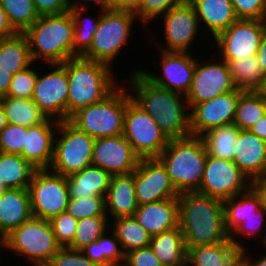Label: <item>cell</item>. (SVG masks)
I'll return each instance as SVG.
<instances>
[{"mask_svg": "<svg viewBox=\"0 0 266 266\" xmlns=\"http://www.w3.org/2000/svg\"><path fill=\"white\" fill-rule=\"evenodd\" d=\"M136 68L130 72L126 87L132 100L139 105L169 139L184 138L190 132V108L186 97L159 87Z\"/></svg>", "mask_w": 266, "mask_h": 266, "instance_id": "cell-1", "label": "cell"}, {"mask_svg": "<svg viewBox=\"0 0 266 266\" xmlns=\"http://www.w3.org/2000/svg\"><path fill=\"white\" fill-rule=\"evenodd\" d=\"M179 227L186 248L231 242L225 228L223 201L199 192L178 196Z\"/></svg>", "mask_w": 266, "mask_h": 266, "instance_id": "cell-2", "label": "cell"}, {"mask_svg": "<svg viewBox=\"0 0 266 266\" xmlns=\"http://www.w3.org/2000/svg\"><path fill=\"white\" fill-rule=\"evenodd\" d=\"M61 65L68 75L67 120L80 109L103 100L119 85L113 67L105 63L78 56Z\"/></svg>", "mask_w": 266, "mask_h": 266, "instance_id": "cell-3", "label": "cell"}, {"mask_svg": "<svg viewBox=\"0 0 266 266\" xmlns=\"http://www.w3.org/2000/svg\"><path fill=\"white\" fill-rule=\"evenodd\" d=\"M23 34L34 63L62 64L73 58L74 20L70 12L41 15Z\"/></svg>", "mask_w": 266, "mask_h": 266, "instance_id": "cell-4", "label": "cell"}, {"mask_svg": "<svg viewBox=\"0 0 266 266\" xmlns=\"http://www.w3.org/2000/svg\"><path fill=\"white\" fill-rule=\"evenodd\" d=\"M207 150L202 137L187 136L170 139L157 157L165 166L177 192H196L203 178Z\"/></svg>", "mask_w": 266, "mask_h": 266, "instance_id": "cell-5", "label": "cell"}, {"mask_svg": "<svg viewBox=\"0 0 266 266\" xmlns=\"http://www.w3.org/2000/svg\"><path fill=\"white\" fill-rule=\"evenodd\" d=\"M123 84L121 81L100 102L80 109L69 121L94 139L123 134L127 106V87L126 84Z\"/></svg>", "mask_w": 266, "mask_h": 266, "instance_id": "cell-6", "label": "cell"}, {"mask_svg": "<svg viewBox=\"0 0 266 266\" xmlns=\"http://www.w3.org/2000/svg\"><path fill=\"white\" fill-rule=\"evenodd\" d=\"M136 19L137 16L130 11H102L92 44L81 57L114 67L116 57L123 52L125 45L129 46L132 28L136 26L134 22H138Z\"/></svg>", "mask_w": 266, "mask_h": 266, "instance_id": "cell-7", "label": "cell"}, {"mask_svg": "<svg viewBox=\"0 0 266 266\" xmlns=\"http://www.w3.org/2000/svg\"><path fill=\"white\" fill-rule=\"evenodd\" d=\"M60 248L46 219L32 217L5 237V250L32 266H46Z\"/></svg>", "mask_w": 266, "mask_h": 266, "instance_id": "cell-8", "label": "cell"}, {"mask_svg": "<svg viewBox=\"0 0 266 266\" xmlns=\"http://www.w3.org/2000/svg\"><path fill=\"white\" fill-rule=\"evenodd\" d=\"M94 143L93 137L80 131L69 120L59 121L54 139L53 161L49 169L68 177L91 166Z\"/></svg>", "mask_w": 266, "mask_h": 266, "instance_id": "cell-9", "label": "cell"}, {"mask_svg": "<svg viewBox=\"0 0 266 266\" xmlns=\"http://www.w3.org/2000/svg\"><path fill=\"white\" fill-rule=\"evenodd\" d=\"M123 136L140 159L157 158L170 141L154 119L132 100L128 88Z\"/></svg>", "mask_w": 266, "mask_h": 266, "instance_id": "cell-10", "label": "cell"}, {"mask_svg": "<svg viewBox=\"0 0 266 266\" xmlns=\"http://www.w3.org/2000/svg\"><path fill=\"white\" fill-rule=\"evenodd\" d=\"M33 217L50 220L65 212L69 201L66 177L37 169L28 186Z\"/></svg>", "mask_w": 266, "mask_h": 266, "instance_id": "cell-11", "label": "cell"}, {"mask_svg": "<svg viewBox=\"0 0 266 266\" xmlns=\"http://www.w3.org/2000/svg\"><path fill=\"white\" fill-rule=\"evenodd\" d=\"M160 18L161 22L163 20V27H160L164 31L162 34L164 33L163 39L165 44L163 43L160 46V40L155 45L158 47L157 50L192 53L193 45L199 41L197 37H200V34L203 33L200 32L202 29L193 5L186 0L179 6L173 7L158 19Z\"/></svg>", "mask_w": 266, "mask_h": 266, "instance_id": "cell-12", "label": "cell"}, {"mask_svg": "<svg viewBox=\"0 0 266 266\" xmlns=\"http://www.w3.org/2000/svg\"><path fill=\"white\" fill-rule=\"evenodd\" d=\"M200 59L197 58L193 81L185 96L190 109L195 104L237 89L227 62L217 55L211 56L208 61Z\"/></svg>", "mask_w": 266, "mask_h": 266, "instance_id": "cell-13", "label": "cell"}, {"mask_svg": "<svg viewBox=\"0 0 266 266\" xmlns=\"http://www.w3.org/2000/svg\"><path fill=\"white\" fill-rule=\"evenodd\" d=\"M252 181L233 160L207 156L199 193L222 201L248 191Z\"/></svg>", "mask_w": 266, "mask_h": 266, "instance_id": "cell-14", "label": "cell"}, {"mask_svg": "<svg viewBox=\"0 0 266 266\" xmlns=\"http://www.w3.org/2000/svg\"><path fill=\"white\" fill-rule=\"evenodd\" d=\"M266 27L263 20L238 19L212 41L216 44L212 56L222 60H237L256 55ZM217 53V54H216Z\"/></svg>", "mask_w": 266, "mask_h": 266, "instance_id": "cell-15", "label": "cell"}, {"mask_svg": "<svg viewBox=\"0 0 266 266\" xmlns=\"http://www.w3.org/2000/svg\"><path fill=\"white\" fill-rule=\"evenodd\" d=\"M158 51L161 55V60L158 61L160 66L155 67L154 65V68L160 74L146 70L142 66L139 71L155 85L186 96L196 68L197 58L193 54L194 52Z\"/></svg>", "mask_w": 266, "mask_h": 266, "instance_id": "cell-16", "label": "cell"}, {"mask_svg": "<svg viewBox=\"0 0 266 266\" xmlns=\"http://www.w3.org/2000/svg\"><path fill=\"white\" fill-rule=\"evenodd\" d=\"M48 70H39L32 99L48 118L67 120V70L61 64H48Z\"/></svg>", "mask_w": 266, "mask_h": 266, "instance_id": "cell-17", "label": "cell"}, {"mask_svg": "<svg viewBox=\"0 0 266 266\" xmlns=\"http://www.w3.org/2000/svg\"><path fill=\"white\" fill-rule=\"evenodd\" d=\"M133 177L139 206L179 196L165 166L158 158L140 159Z\"/></svg>", "mask_w": 266, "mask_h": 266, "instance_id": "cell-18", "label": "cell"}, {"mask_svg": "<svg viewBox=\"0 0 266 266\" xmlns=\"http://www.w3.org/2000/svg\"><path fill=\"white\" fill-rule=\"evenodd\" d=\"M243 92L235 89L209 101L195 104L190 109L191 135L202 137L213 128L233 123L237 103Z\"/></svg>", "mask_w": 266, "mask_h": 266, "instance_id": "cell-19", "label": "cell"}, {"mask_svg": "<svg viewBox=\"0 0 266 266\" xmlns=\"http://www.w3.org/2000/svg\"><path fill=\"white\" fill-rule=\"evenodd\" d=\"M140 157L134 152L123 134L95 139L92 165L100 167L111 175L132 173Z\"/></svg>", "mask_w": 266, "mask_h": 266, "instance_id": "cell-20", "label": "cell"}, {"mask_svg": "<svg viewBox=\"0 0 266 266\" xmlns=\"http://www.w3.org/2000/svg\"><path fill=\"white\" fill-rule=\"evenodd\" d=\"M59 121L48 118L43 123L27 128L21 157L36 169H49L54 156V139Z\"/></svg>", "mask_w": 266, "mask_h": 266, "instance_id": "cell-21", "label": "cell"}, {"mask_svg": "<svg viewBox=\"0 0 266 266\" xmlns=\"http://www.w3.org/2000/svg\"><path fill=\"white\" fill-rule=\"evenodd\" d=\"M233 162L251 180L266 178V141L250 130H240Z\"/></svg>", "mask_w": 266, "mask_h": 266, "instance_id": "cell-22", "label": "cell"}, {"mask_svg": "<svg viewBox=\"0 0 266 266\" xmlns=\"http://www.w3.org/2000/svg\"><path fill=\"white\" fill-rule=\"evenodd\" d=\"M134 217L151 237L158 235L179 227V200L163 199L138 206Z\"/></svg>", "mask_w": 266, "mask_h": 266, "instance_id": "cell-23", "label": "cell"}, {"mask_svg": "<svg viewBox=\"0 0 266 266\" xmlns=\"http://www.w3.org/2000/svg\"><path fill=\"white\" fill-rule=\"evenodd\" d=\"M138 206L133 172L112 175L105 196V210L109 221L118 217L134 216Z\"/></svg>", "mask_w": 266, "mask_h": 266, "instance_id": "cell-24", "label": "cell"}, {"mask_svg": "<svg viewBox=\"0 0 266 266\" xmlns=\"http://www.w3.org/2000/svg\"><path fill=\"white\" fill-rule=\"evenodd\" d=\"M188 1L195 8L201 29L205 28L202 32H207V38L212 37L210 40H213L219 33L225 31L238 20L231 0Z\"/></svg>", "mask_w": 266, "mask_h": 266, "instance_id": "cell-25", "label": "cell"}, {"mask_svg": "<svg viewBox=\"0 0 266 266\" xmlns=\"http://www.w3.org/2000/svg\"><path fill=\"white\" fill-rule=\"evenodd\" d=\"M32 217L28 189H7L0 195V234L4 238Z\"/></svg>", "mask_w": 266, "mask_h": 266, "instance_id": "cell-26", "label": "cell"}, {"mask_svg": "<svg viewBox=\"0 0 266 266\" xmlns=\"http://www.w3.org/2000/svg\"><path fill=\"white\" fill-rule=\"evenodd\" d=\"M112 175L100 167L88 166L66 177L70 198L106 196Z\"/></svg>", "mask_w": 266, "mask_h": 266, "instance_id": "cell-27", "label": "cell"}, {"mask_svg": "<svg viewBox=\"0 0 266 266\" xmlns=\"http://www.w3.org/2000/svg\"><path fill=\"white\" fill-rule=\"evenodd\" d=\"M241 259L242 250L232 242L187 249V266H235Z\"/></svg>", "mask_w": 266, "mask_h": 266, "instance_id": "cell-28", "label": "cell"}, {"mask_svg": "<svg viewBox=\"0 0 266 266\" xmlns=\"http://www.w3.org/2000/svg\"><path fill=\"white\" fill-rule=\"evenodd\" d=\"M150 247L163 266L187 265V248L180 227L152 236Z\"/></svg>", "mask_w": 266, "mask_h": 266, "instance_id": "cell-29", "label": "cell"}, {"mask_svg": "<svg viewBox=\"0 0 266 266\" xmlns=\"http://www.w3.org/2000/svg\"><path fill=\"white\" fill-rule=\"evenodd\" d=\"M262 208L259 194L251 187L248 191L223 201L225 228L229 235Z\"/></svg>", "mask_w": 266, "mask_h": 266, "instance_id": "cell-30", "label": "cell"}, {"mask_svg": "<svg viewBox=\"0 0 266 266\" xmlns=\"http://www.w3.org/2000/svg\"><path fill=\"white\" fill-rule=\"evenodd\" d=\"M36 170L20 155L0 152V181L7 189H28Z\"/></svg>", "mask_w": 266, "mask_h": 266, "instance_id": "cell-31", "label": "cell"}, {"mask_svg": "<svg viewBox=\"0 0 266 266\" xmlns=\"http://www.w3.org/2000/svg\"><path fill=\"white\" fill-rule=\"evenodd\" d=\"M81 251L98 266H122L125 259L121 244L110 228L97 241L85 246Z\"/></svg>", "mask_w": 266, "mask_h": 266, "instance_id": "cell-32", "label": "cell"}, {"mask_svg": "<svg viewBox=\"0 0 266 266\" xmlns=\"http://www.w3.org/2000/svg\"><path fill=\"white\" fill-rule=\"evenodd\" d=\"M9 124H16L26 128L39 125L48 117L33 101V99H21L11 96L0 97Z\"/></svg>", "mask_w": 266, "mask_h": 266, "instance_id": "cell-33", "label": "cell"}, {"mask_svg": "<svg viewBox=\"0 0 266 266\" xmlns=\"http://www.w3.org/2000/svg\"><path fill=\"white\" fill-rule=\"evenodd\" d=\"M32 63L29 44L23 33L0 41V68L15 75Z\"/></svg>", "mask_w": 266, "mask_h": 266, "instance_id": "cell-34", "label": "cell"}, {"mask_svg": "<svg viewBox=\"0 0 266 266\" xmlns=\"http://www.w3.org/2000/svg\"><path fill=\"white\" fill-rule=\"evenodd\" d=\"M110 229L115 233L123 252L150 246L151 236L134 216L118 217L110 220Z\"/></svg>", "mask_w": 266, "mask_h": 266, "instance_id": "cell-35", "label": "cell"}, {"mask_svg": "<svg viewBox=\"0 0 266 266\" xmlns=\"http://www.w3.org/2000/svg\"><path fill=\"white\" fill-rule=\"evenodd\" d=\"M240 129L234 123L213 128L202 136L208 155L233 160Z\"/></svg>", "mask_w": 266, "mask_h": 266, "instance_id": "cell-36", "label": "cell"}, {"mask_svg": "<svg viewBox=\"0 0 266 266\" xmlns=\"http://www.w3.org/2000/svg\"><path fill=\"white\" fill-rule=\"evenodd\" d=\"M266 114V98L258 91H244L238 100L234 125L250 130Z\"/></svg>", "mask_w": 266, "mask_h": 266, "instance_id": "cell-37", "label": "cell"}, {"mask_svg": "<svg viewBox=\"0 0 266 266\" xmlns=\"http://www.w3.org/2000/svg\"><path fill=\"white\" fill-rule=\"evenodd\" d=\"M228 63L233 82L237 89L243 91H257L264 74L260 68L256 55L237 60H224Z\"/></svg>", "mask_w": 266, "mask_h": 266, "instance_id": "cell-38", "label": "cell"}, {"mask_svg": "<svg viewBox=\"0 0 266 266\" xmlns=\"http://www.w3.org/2000/svg\"><path fill=\"white\" fill-rule=\"evenodd\" d=\"M85 8L70 9L69 12L74 20L73 58L82 56L91 46L93 35L98 27L102 10L96 17H89ZM86 13V14H85Z\"/></svg>", "mask_w": 266, "mask_h": 266, "instance_id": "cell-39", "label": "cell"}, {"mask_svg": "<svg viewBox=\"0 0 266 266\" xmlns=\"http://www.w3.org/2000/svg\"><path fill=\"white\" fill-rule=\"evenodd\" d=\"M0 5L17 33H24L40 16L33 0H0Z\"/></svg>", "mask_w": 266, "mask_h": 266, "instance_id": "cell-40", "label": "cell"}, {"mask_svg": "<svg viewBox=\"0 0 266 266\" xmlns=\"http://www.w3.org/2000/svg\"><path fill=\"white\" fill-rule=\"evenodd\" d=\"M110 228L108 216L86 217L78 220L76 233L71 249L81 250L92 242L97 241Z\"/></svg>", "mask_w": 266, "mask_h": 266, "instance_id": "cell-41", "label": "cell"}, {"mask_svg": "<svg viewBox=\"0 0 266 266\" xmlns=\"http://www.w3.org/2000/svg\"><path fill=\"white\" fill-rule=\"evenodd\" d=\"M264 227V229H262ZM266 211L261 208L257 211V216H251L248 219H245V222L240 224L231 234H230V241L239 249L243 250L246 249L247 246L245 245L247 241H244V238H251L261 241V246L266 244ZM265 231V232H264ZM259 233V234H258ZM264 233V234H263ZM261 240H259L260 238ZM240 239V240H238ZM243 239V240H241ZM242 241V242H241Z\"/></svg>", "mask_w": 266, "mask_h": 266, "instance_id": "cell-42", "label": "cell"}, {"mask_svg": "<svg viewBox=\"0 0 266 266\" xmlns=\"http://www.w3.org/2000/svg\"><path fill=\"white\" fill-rule=\"evenodd\" d=\"M66 211L77 220L86 217L107 216L105 210V196L69 198Z\"/></svg>", "mask_w": 266, "mask_h": 266, "instance_id": "cell-43", "label": "cell"}, {"mask_svg": "<svg viewBox=\"0 0 266 266\" xmlns=\"http://www.w3.org/2000/svg\"><path fill=\"white\" fill-rule=\"evenodd\" d=\"M34 62L22 71L13 75L10 88L5 96L14 98L31 99L34 93L35 83L38 77V66ZM32 67V68H31ZM36 69H35V68ZM37 70V71H36Z\"/></svg>", "mask_w": 266, "mask_h": 266, "instance_id": "cell-44", "label": "cell"}, {"mask_svg": "<svg viewBox=\"0 0 266 266\" xmlns=\"http://www.w3.org/2000/svg\"><path fill=\"white\" fill-rule=\"evenodd\" d=\"M186 0H142L138 10L134 13L138 23L146 25L151 21L158 20V17L165 15L173 7L179 6ZM145 24V25H144Z\"/></svg>", "mask_w": 266, "mask_h": 266, "instance_id": "cell-45", "label": "cell"}, {"mask_svg": "<svg viewBox=\"0 0 266 266\" xmlns=\"http://www.w3.org/2000/svg\"><path fill=\"white\" fill-rule=\"evenodd\" d=\"M27 128L16 124H7L0 131V152L21 155L25 146Z\"/></svg>", "mask_w": 266, "mask_h": 266, "instance_id": "cell-46", "label": "cell"}, {"mask_svg": "<svg viewBox=\"0 0 266 266\" xmlns=\"http://www.w3.org/2000/svg\"><path fill=\"white\" fill-rule=\"evenodd\" d=\"M49 221L57 243L61 247H69L73 243L78 220L65 211Z\"/></svg>", "mask_w": 266, "mask_h": 266, "instance_id": "cell-47", "label": "cell"}, {"mask_svg": "<svg viewBox=\"0 0 266 266\" xmlns=\"http://www.w3.org/2000/svg\"><path fill=\"white\" fill-rule=\"evenodd\" d=\"M46 266H98L86 257L81 250L61 247Z\"/></svg>", "mask_w": 266, "mask_h": 266, "instance_id": "cell-48", "label": "cell"}, {"mask_svg": "<svg viewBox=\"0 0 266 266\" xmlns=\"http://www.w3.org/2000/svg\"><path fill=\"white\" fill-rule=\"evenodd\" d=\"M237 19L263 20L266 0H231Z\"/></svg>", "mask_w": 266, "mask_h": 266, "instance_id": "cell-49", "label": "cell"}, {"mask_svg": "<svg viewBox=\"0 0 266 266\" xmlns=\"http://www.w3.org/2000/svg\"><path fill=\"white\" fill-rule=\"evenodd\" d=\"M122 266H163L150 246L134 249L125 254Z\"/></svg>", "mask_w": 266, "mask_h": 266, "instance_id": "cell-50", "label": "cell"}, {"mask_svg": "<svg viewBox=\"0 0 266 266\" xmlns=\"http://www.w3.org/2000/svg\"><path fill=\"white\" fill-rule=\"evenodd\" d=\"M37 13L41 15H59L69 12L68 0H33Z\"/></svg>", "mask_w": 266, "mask_h": 266, "instance_id": "cell-51", "label": "cell"}, {"mask_svg": "<svg viewBox=\"0 0 266 266\" xmlns=\"http://www.w3.org/2000/svg\"><path fill=\"white\" fill-rule=\"evenodd\" d=\"M70 9L85 8L91 9L95 6L98 10H111L112 0H68Z\"/></svg>", "mask_w": 266, "mask_h": 266, "instance_id": "cell-52", "label": "cell"}, {"mask_svg": "<svg viewBox=\"0 0 266 266\" xmlns=\"http://www.w3.org/2000/svg\"><path fill=\"white\" fill-rule=\"evenodd\" d=\"M17 32L10 24L6 12L0 5V41L16 35Z\"/></svg>", "mask_w": 266, "mask_h": 266, "instance_id": "cell-53", "label": "cell"}, {"mask_svg": "<svg viewBox=\"0 0 266 266\" xmlns=\"http://www.w3.org/2000/svg\"><path fill=\"white\" fill-rule=\"evenodd\" d=\"M142 0H112L111 10L130 11L135 13Z\"/></svg>", "mask_w": 266, "mask_h": 266, "instance_id": "cell-54", "label": "cell"}, {"mask_svg": "<svg viewBox=\"0 0 266 266\" xmlns=\"http://www.w3.org/2000/svg\"><path fill=\"white\" fill-rule=\"evenodd\" d=\"M249 252V253H248ZM262 253L263 255H260V257H252L250 254L251 252L248 250V248L242 250V260L246 263L247 266H266V252ZM262 256V257H261ZM255 259V260H254Z\"/></svg>", "mask_w": 266, "mask_h": 266, "instance_id": "cell-55", "label": "cell"}, {"mask_svg": "<svg viewBox=\"0 0 266 266\" xmlns=\"http://www.w3.org/2000/svg\"><path fill=\"white\" fill-rule=\"evenodd\" d=\"M256 58L264 75H266V29L261 38L259 49L256 53Z\"/></svg>", "mask_w": 266, "mask_h": 266, "instance_id": "cell-56", "label": "cell"}, {"mask_svg": "<svg viewBox=\"0 0 266 266\" xmlns=\"http://www.w3.org/2000/svg\"><path fill=\"white\" fill-rule=\"evenodd\" d=\"M12 78L13 74L0 68V97L5 96L8 93Z\"/></svg>", "mask_w": 266, "mask_h": 266, "instance_id": "cell-57", "label": "cell"}, {"mask_svg": "<svg viewBox=\"0 0 266 266\" xmlns=\"http://www.w3.org/2000/svg\"><path fill=\"white\" fill-rule=\"evenodd\" d=\"M252 188L259 194L262 208L266 211V179L252 181Z\"/></svg>", "mask_w": 266, "mask_h": 266, "instance_id": "cell-58", "label": "cell"}, {"mask_svg": "<svg viewBox=\"0 0 266 266\" xmlns=\"http://www.w3.org/2000/svg\"><path fill=\"white\" fill-rule=\"evenodd\" d=\"M250 131L260 139L266 141V114L255 125L252 126Z\"/></svg>", "mask_w": 266, "mask_h": 266, "instance_id": "cell-59", "label": "cell"}, {"mask_svg": "<svg viewBox=\"0 0 266 266\" xmlns=\"http://www.w3.org/2000/svg\"><path fill=\"white\" fill-rule=\"evenodd\" d=\"M8 124L4 108L0 102V131Z\"/></svg>", "mask_w": 266, "mask_h": 266, "instance_id": "cell-60", "label": "cell"}, {"mask_svg": "<svg viewBox=\"0 0 266 266\" xmlns=\"http://www.w3.org/2000/svg\"><path fill=\"white\" fill-rule=\"evenodd\" d=\"M263 97L266 98V75H264L262 79V84L260 88L257 90Z\"/></svg>", "mask_w": 266, "mask_h": 266, "instance_id": "cell-61", "label": "cell"}, {"mask_svg": "<svg viewBox=\"0 0 266 266\" xmlns=\"http://www.w3.org/2000/svg\"><path fill=\"white\" fill-rule=\"evenodd\" d=\"M3 251H5V238L0 234V255L1 256H2V254L4 255V253H1ZM1 256H0V258H2ZM0 262H1V260H0Z\"/></svg>", "mask_w": 266, "mask_h": 266, "instance_id": "cell-62", "label": "cell"}, {"mask_svg": "<svg viewBox=\"0 0 266 266\" xmlns=\"http://www.w3.org/2000/svg\"><path fill=\"white\" fill-rule=\"evenodd\" d=\"M7 188L3 185V183L0 181V195L5 192Z\"/></svg>", "mask_w": 266, "mask_h": 266, "instance_id": "cell-63", "label": "cell"}, {"mask_svg": "<svg viewBox=\"0 0 266 266\" xmlns=\"http://www.w3.org/2000/svg\"><path fill=\"white\" fill-rule=\"evenodd\" d=\"M235 266H247L246 263L241 259Z\"/></svg>", "mask_w": 266, "mask_h": 266, "instance_id": "cell-64", "label": "cell"}, {"mask_svg": "<svg viewBox=\"0 0 266 266\" xmlns=\"http://www.w3.org/2000/svg\"><path fill=\"white\" fill-rule=\"evenodd\" d=\"M263 22H264V25L266 27V12H265V15H264V18H263Z\"/></svg>", "mask_w": 266, "mask_h": 266, "instance_id": "cell-65", "label": "cell"}]
</instances>
